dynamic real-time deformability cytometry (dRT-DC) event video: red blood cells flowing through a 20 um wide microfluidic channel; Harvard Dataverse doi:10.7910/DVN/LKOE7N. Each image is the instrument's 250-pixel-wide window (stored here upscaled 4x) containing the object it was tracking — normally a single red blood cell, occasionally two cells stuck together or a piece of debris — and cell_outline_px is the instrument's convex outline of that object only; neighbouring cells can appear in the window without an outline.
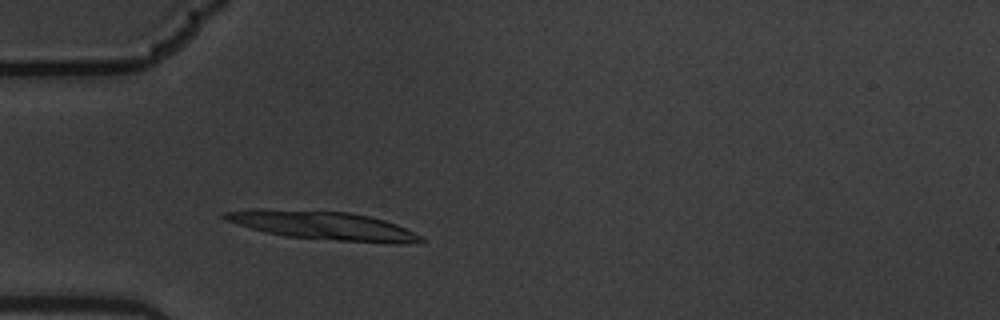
{"species": "common noctule bat (a hibernating species)", "species_latin": "Nyctalus noctula", "temperature_condition": "warm", "stored_images_in_passage": 3, "camera_frame_rate_fps": 3000, "um_per_image_px": 0.085, "animal": {"sex": "male", "body_mass_g": 19.5, "forearm_length_mm": 54.6}, "frame": {"image": 1, "passage_image": 3, "time_ms": 0.667, "image_size_px": [1000, 320], "cell_outline_px": [[424, 240], [400, 244], [388, 244], [336, 240], [288, 236], [268, 232], [252, 228], [228, 220], [220, 216], [224, 212], [252, 208], [260, 208], [348, 212], [368, 216], [384, 220], [396, 224], [420, 236]], "centroid_in_image_um": [27.45, 19.16], "position_along_channel_um": 57.5, "area_um2": 32.08}}